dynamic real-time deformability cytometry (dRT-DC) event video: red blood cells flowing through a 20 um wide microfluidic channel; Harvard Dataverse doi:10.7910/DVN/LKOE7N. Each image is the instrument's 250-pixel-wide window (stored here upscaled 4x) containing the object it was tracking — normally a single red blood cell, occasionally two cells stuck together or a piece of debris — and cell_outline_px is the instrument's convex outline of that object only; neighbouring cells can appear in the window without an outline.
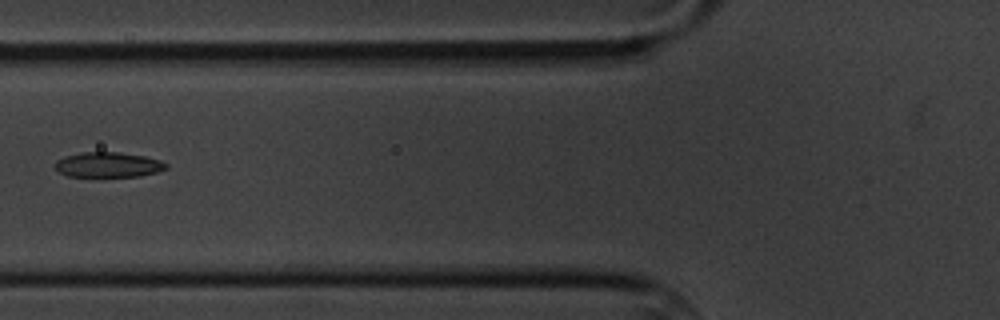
{"species": "common noctule bat (a hibernating species)", "species_latin": "Nyctalus noctula", "temperature_condition": "cold", "stored_images_in_passage": 2, "camera_frame_rate_fps": 3000, "um_per_image_px": 0.085, "animal": {"sex": "male", "body_mass_g": 20.1, "forearm_length_mm": 53.5}, "frame": {"image": 1, "passage_image": 2, "time_ms": 1.333, "image_size_px": [1000, 320], "cell_outline_px": [[168, 168], [156, 172], [140, 176], [68, 176], [60, 172], [56, 168], [56, 160], [64, 156], [80, 152], [120, 152], [144, 156], [160, 160], [168, 164]], "centroid_in_image_um": [9.21, 13.99], "position_along_channel_um": 116.6, "area_um2": 16.18}}